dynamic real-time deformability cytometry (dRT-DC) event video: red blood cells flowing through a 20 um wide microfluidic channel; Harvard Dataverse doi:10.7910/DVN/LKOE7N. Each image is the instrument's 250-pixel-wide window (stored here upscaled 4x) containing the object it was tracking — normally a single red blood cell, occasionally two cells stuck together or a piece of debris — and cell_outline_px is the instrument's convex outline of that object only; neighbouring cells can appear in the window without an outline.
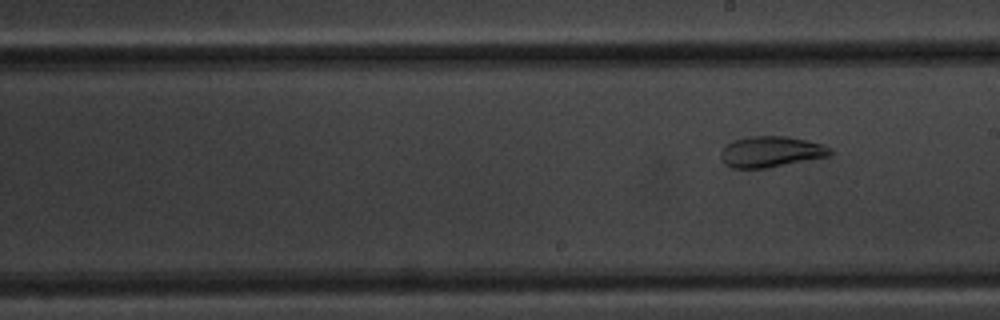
{"species": "common noctule bat (a hibernating species)", "species_latin": "Nyctalus noctula", "temperature_condition": "warm", "stored_images_in_passage": 7, "camera_frame_rate_fps": 3000, "um_per_image_px": 0.085, "animal": {"sex": "male", "body_mass_g": 20.1, "forearm_length_mm": 53.5}, "frame": {"image": 1, "passage_image": 7, "time_ms": 7.667, "image_size_px": [1000, 320], "cell_outline_px": [[832, 156], [764, 168], [732, 168], [724, 164], [720, 156], [720, 152], [732, 140], [748, 136], [788, 136], [820, 144], [832, 148]], "centroid_in_image_um": [65.52, 12.9], "position_along_channel_um": 223.5, "area_um2": 19.71}}